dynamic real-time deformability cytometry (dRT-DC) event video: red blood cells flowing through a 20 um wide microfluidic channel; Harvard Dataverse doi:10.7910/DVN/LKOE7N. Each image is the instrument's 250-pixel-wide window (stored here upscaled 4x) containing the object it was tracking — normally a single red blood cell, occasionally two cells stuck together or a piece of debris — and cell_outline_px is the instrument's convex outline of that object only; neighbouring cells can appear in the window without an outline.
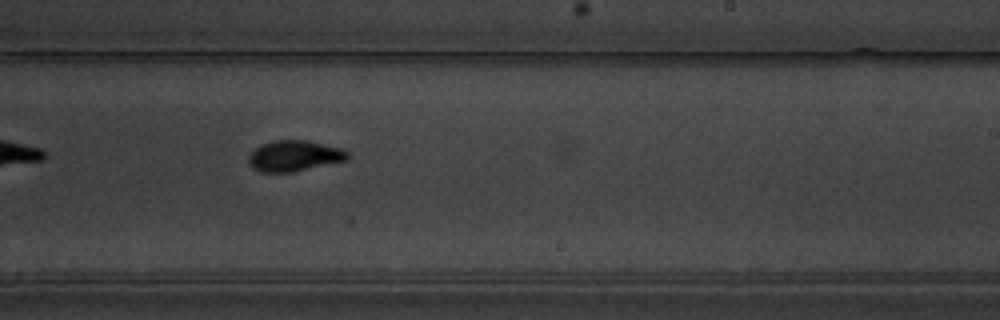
{"species": "common noctule bat (a hibernating species)", "species_latin": "Nyctalus noctula", "temperature_condition": "warm", "stored_images_in_passage": 39, "camera_frame_rate_fps": 3000, "um_per_image_px": 0.085, "animal": {"sex": "male", "body_mass_g": 19.5, "forearm_length_mm": 54.6}, "frame": {"image": 1, "passage_image": 17, "time_ms": 5.333, "image_size_px": [1000, 320], "cell_outline_px": [[348, 156], [344, 160], [292, 172], [260, 172], [252, 168], [248, 164], [248, 156], [260, 144], [272, 140], [308, 140], [344, 148], [348, 152]], "centroid_in_image_um": [24.97, 13.23], "position_along_channel_um": 264.0, "area_um2": 17.8}}
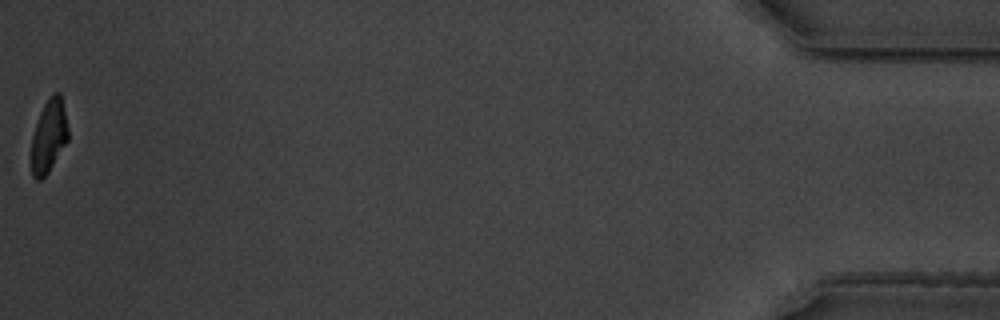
{"frame": {"image": 2, "passage_image": 39, "time_ms": 12.667, "image_size_px": [1000, 320], "cell_outline_px": [[68, 140], [48, 172], [40, 180], [36, 180], [32, 176], [32, 136], [40, 112], [44, 104], [52, 92], [60, 92], [68, 128]], "centroid_in_image_um": [4.15, 11.55], "position_along_channel_um": 431.0, "area_um2": 15.43}}